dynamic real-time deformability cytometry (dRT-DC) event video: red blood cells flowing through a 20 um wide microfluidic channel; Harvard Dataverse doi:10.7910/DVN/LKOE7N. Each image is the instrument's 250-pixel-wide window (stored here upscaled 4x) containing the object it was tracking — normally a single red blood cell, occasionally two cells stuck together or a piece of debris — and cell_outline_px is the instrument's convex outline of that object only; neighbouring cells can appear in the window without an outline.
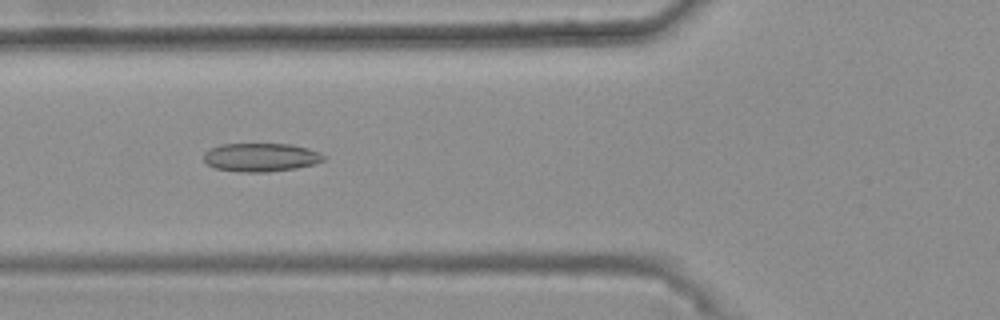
{"species": "common noctule bat (a hibernating species)", "species_latin": "Nyctalus noctula", "temperature_condition": "warm", "stored_images_in_passage": 47, "camera_frame_rate_fps": 3000, "um_per_image_px": 0.085, "animal": {"sex": "female", "body_mass_g": 25.1}, "frame": {"image": 1, "passage_image": 20, "time_ms": 6.333, "image_size_px": [1000, 320], "cell_outline_px": [[324, 160], [316, 164], [296, 168], [268, 172], [240, 172], [212, 168], [204, 160], [204, 152], [208, 148], [220, 144], [292, 144], [308, 148], [320, 152], [324, 156]], "centroid_in_image_um": [22.15, 13.37], "position_along_channel_um": 103.6, "area_um2": 20.17}}
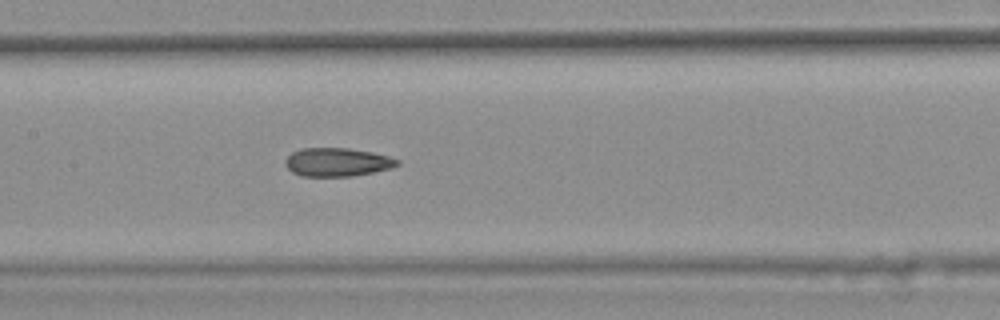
{"frame": {"image": 2, "passage_image": 26, "time_ms": 8.333, "image_size_px": [1000, 320], "cell_outline_px": [[400, 164], [392, 168], [352, 176], [300, 176], [292, 172], [284, 164], [284, 160], [292, 152], [300, 148], [348, 148], [372, 152], [388, 156], [400, 160]], "centroid_in_image_um": [28.65, 13.78], "position_along_channel_um": 178.8, "area_um2": 18.67}}
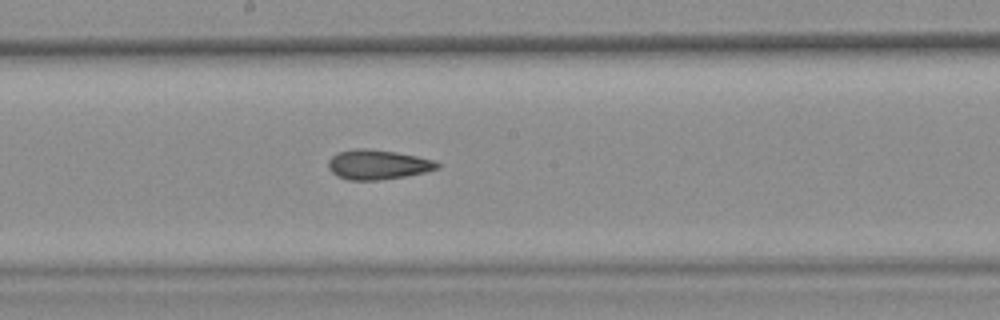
{"frame": {"image": 3, "passage_image": 29, "time_ms": 9.333, "image_size_px": [1000, 320], "cell_outline_px": [[440, 168], [424, 172], [404, 176], [376, 180], [348, 180], [336, 176], [328, 168], [328, 160], [336, 152], [356, 148], [368, 148], [396, 152], [416, 156], [432, 160], [440, 164]], "centroid_in_image_um": [32.06, 13.98], "position_along_channel_um": 216.1, "area_um2": 18.84}, "authors_computed_cell_mechanics": {"area_um2": 18.9584, "velocity_mm_per_s": 3.7474, "shape_relaxation_time_tau1_ms": null, "shape_relaxation_time_tau2_ms": 2.7701, "deformation_change_tau1": null, "deformation_change_tau2": 0.1046}}